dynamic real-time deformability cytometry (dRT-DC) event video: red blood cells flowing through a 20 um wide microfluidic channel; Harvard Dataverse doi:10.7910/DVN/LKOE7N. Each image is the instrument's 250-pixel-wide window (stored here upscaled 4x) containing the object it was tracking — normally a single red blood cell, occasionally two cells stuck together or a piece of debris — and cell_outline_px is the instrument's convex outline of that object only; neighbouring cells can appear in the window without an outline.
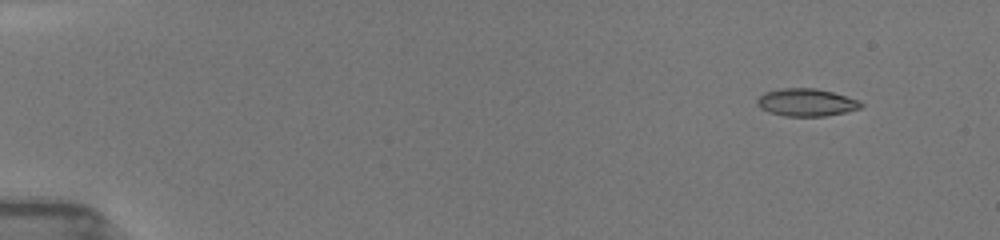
{"species": "common noctule bat (a hibernating species)", "species_latin": "Nyctalus noctula", "temperature_condition": "room temperature", "stored_images_in_passage": 34, "camera_frame_rate_fps": 3000, "um_per_image_px": 0.085, "animal": {"sex": "female", "body_mass_g": 19.5, "forearm_length_mm": 54.1}, "frame": {"image": 1, "passage_image": 3, "time_ms": 1.0, "image_size_px": [1000, 240], "cell_outline_px": [[864, 104], [860, 108], [844, 112], [824, 116], [784, 116], [768, 112], [760, 108], [756, 104], [756, 100], [764, 92], [780, 88], [816, 88], [832, 92], [860, 100]], "centroid_in_image_um": [68.51, 8.7], "position_along_channel_um": 16.5, "area_um2": 16.76}}
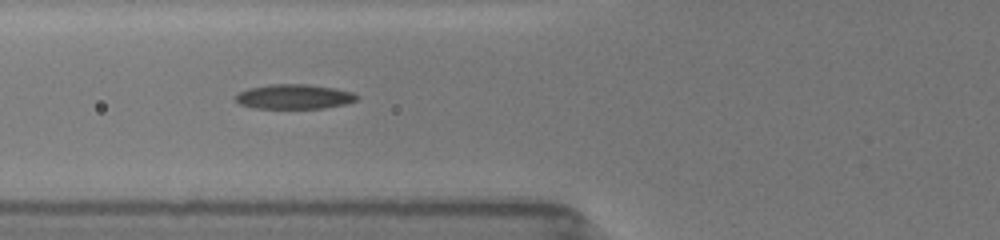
{"frame": {"image": 2, "passage_image": 18, "time_ms": 6.333, "image_size_px": [1000, 240], "cell_outline_px": [[360, 96], [356, 100], [344, 104], [324, 108], [252, 108], [240, 104], [232, 96], [248, 88], [268, 84], [308, 84], [336, 88], [352, 92]], "centroid_in_image_um": [24.98, 8.21], "position_along_channel_um": 100.8, "area_um2": 17.57}}
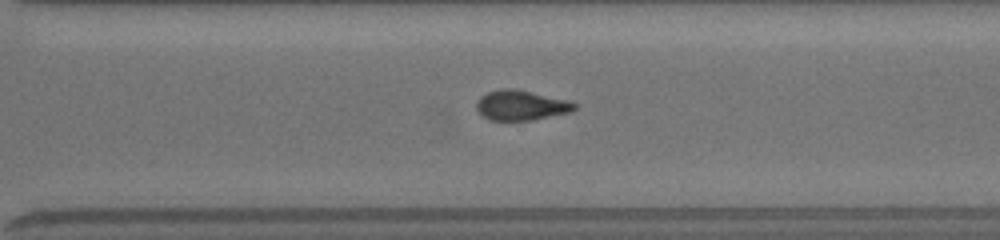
{"frame": {"image": 3, "passage_image": 34, "time_ms": 12.0, "image_size_px": [1000, 240], "cell_outline_px": [[576, 108], [572, 112], [532, 120], [488, 120], [476, 108], [476, 100], [480, 96], [488, 92], [500, 88], [512, 88], [568, 100], [576, 104]], "centroid_in_image_um": [44.28, 8.95], "position_along_channel_um": 326.3, "area_um2": 17.11}}